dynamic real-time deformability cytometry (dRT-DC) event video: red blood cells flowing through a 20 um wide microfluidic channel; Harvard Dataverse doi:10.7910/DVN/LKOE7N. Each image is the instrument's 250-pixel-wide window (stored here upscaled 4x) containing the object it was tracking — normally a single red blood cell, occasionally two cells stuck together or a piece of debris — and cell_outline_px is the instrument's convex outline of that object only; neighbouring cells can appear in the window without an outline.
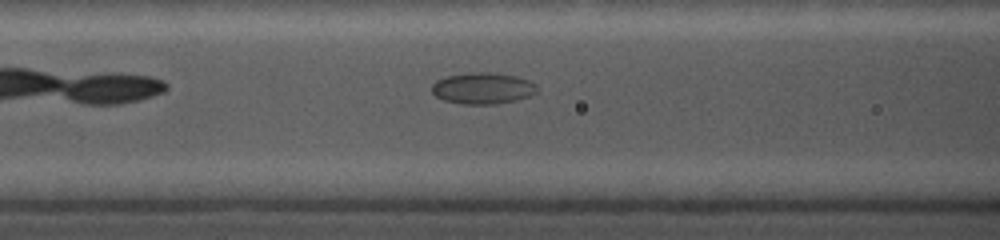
{"species": "common noctule bat (a hibernating species)", "species_latin": "Nyctalus noctula", "temperature_condition": "cold", "stored_images_in_passage": 9, "camera_frame_rate_fps": 5000, "um_per_image_px": 0.085, "animal": {"sex": "female", "body_mass_g": 19.0, "forearm_length_mm": 56.7}, "frame": {"image": 1, "passage_image": 4, "time_ms": 2.2, "image_size_px": [1000, 240], "cell_outline_px": [[536, 92], [528, 96], [516, 100], [496, 104], [460, 104], [444, 100], [436, 96], [432, 92], [432, 84], [436, 80], [448, 76], [468, 72], [488, 72], [516, 76], [528, 80], [536, 84]], "centroid_in_image_um": [41.01, 7.5], "position_along_channel_um": 125.6, "area_um2": 19.19}}
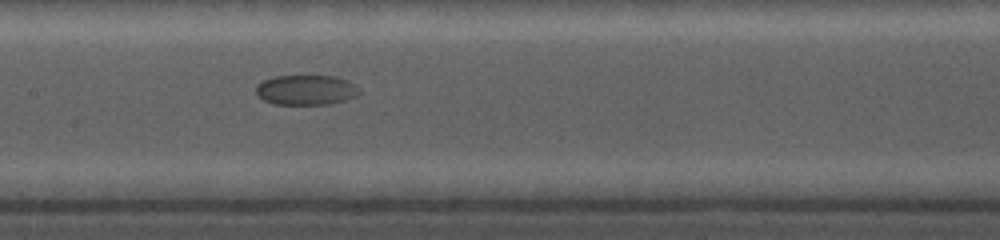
{"frame": {"image": 2, "passage_image": 6, "time_ms": 3.8, "image_size_px": [1000, 240], "cell_outline_px": [[360, 92], [356, 96], [344, 100], [328, 104], [272, 104], [264, 100], [256, 92], [256, 84], [264, 80], [276, 76], [336, 76], [348, 80], [356, 84], [360, 88]], "centroid_in_image_um": [26.04, 7.64], "position_along_channel_um": 181.4, "area_um2": 18.09}}
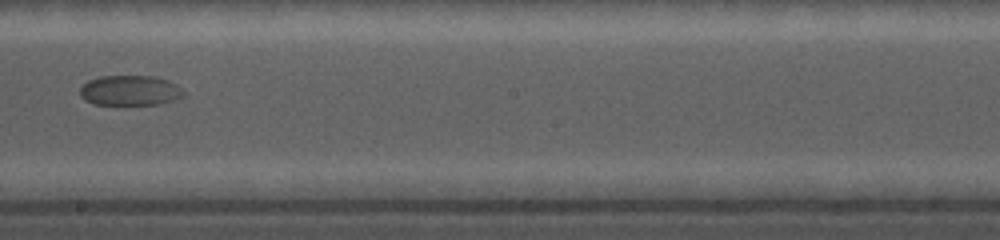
{"frame": {"image": 3, "passage_image": 8, "time_ms": 5.4, "image_size_px": [1000, 240], "cell_outline_px": [[184, 96], [160, 104], [92, 104], [84, 100], [80, 96], [80, 88], [88, 80], [100, 76], [156, 76], [168, 80], [176, 84], [184, 92]], "centroid_in_image_um": [11.03, 7.68], "position_along_channel_um": 237.2, "area_um2": 18.21}}